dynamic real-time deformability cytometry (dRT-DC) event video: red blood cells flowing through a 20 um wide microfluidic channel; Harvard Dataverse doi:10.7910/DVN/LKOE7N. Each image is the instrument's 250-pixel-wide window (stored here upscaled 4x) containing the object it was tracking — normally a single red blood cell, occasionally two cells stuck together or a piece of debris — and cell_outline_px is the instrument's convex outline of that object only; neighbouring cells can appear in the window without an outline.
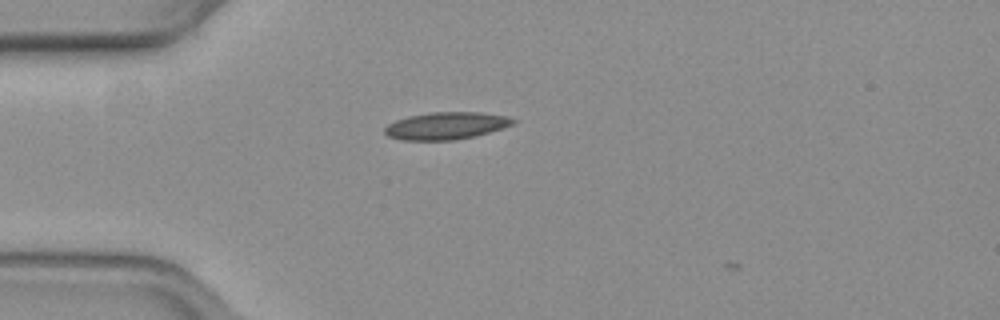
{"species": "common noctule bat (a hibernating species)", "species_latin": "Nyctalus noctula", "temperature_condition": "warm", "stored_images_in_passage": 4, "camera_frame_rate_fps": 3000, "um_per_image_px": 0.085, "animal": {"sex": "female", "body_mass_g": 19.3, "forearm_length_mm": 54.1}, "frame": {"image": 1, "passage_image": 3, "time_ms": 0.667, "image_size_px": [1000, 320], "cell_outline_px": [[516, 120], [512, 124], [504, 128], [476, 136], [452, 140], [400, 140], [388, 136], [384, 132], [384, 128], [388, 124], [396, 120], [408, 116], [428, 112], [480, 112], [508, 116]], "centroid_in_image_um": [37.92, 10.68], "position_along_channel_um": 47.1, "area_um2": 20.52}}